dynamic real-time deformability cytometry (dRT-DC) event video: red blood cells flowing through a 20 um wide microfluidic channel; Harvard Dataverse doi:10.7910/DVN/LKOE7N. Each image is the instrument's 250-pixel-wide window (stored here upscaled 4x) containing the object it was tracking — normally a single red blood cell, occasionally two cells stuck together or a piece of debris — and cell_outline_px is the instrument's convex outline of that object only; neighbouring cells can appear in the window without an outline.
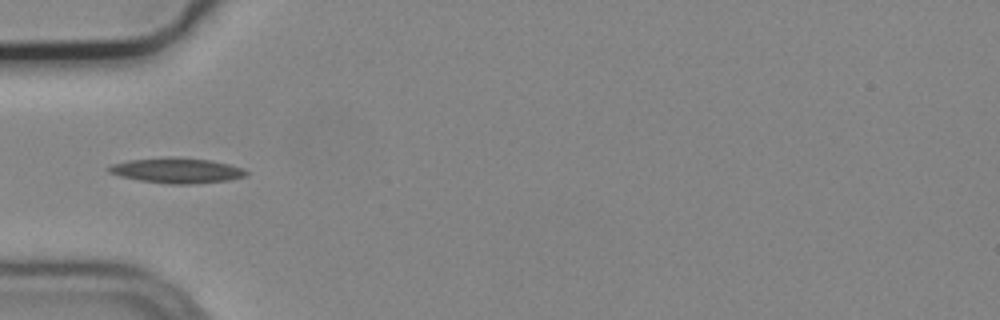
{"species": "common noctule bat (a hibernating species)", "species_latin": "Nyctalus noctula", "temperature_condition": "cold", "stored_images_in_passage": 4, "camera_frame_rate_fps": 3000, "um_per_image_px": 0.085, "animal": {"sex": "male", "body_mass_g": 19.2, "forearm_length_mm": 51.8}, "frame": {"image": 1, "passage_image": 4, "time_ms": 1.0, "image_size_px": [1000, 320], "cell_outline_px": [[248, 172], [244, 176], [228, 180], [188, 184], [172, 184], [140, 180], [120, 176], [108, 172], [104, 168], [112, 164], [128, 160], [168, 156], [212, 160], [244, 168]], "centroid_in_image_um": [14.99, 14.47], "position_along_channel_um": 70.0, "area_um2": 20.23}}